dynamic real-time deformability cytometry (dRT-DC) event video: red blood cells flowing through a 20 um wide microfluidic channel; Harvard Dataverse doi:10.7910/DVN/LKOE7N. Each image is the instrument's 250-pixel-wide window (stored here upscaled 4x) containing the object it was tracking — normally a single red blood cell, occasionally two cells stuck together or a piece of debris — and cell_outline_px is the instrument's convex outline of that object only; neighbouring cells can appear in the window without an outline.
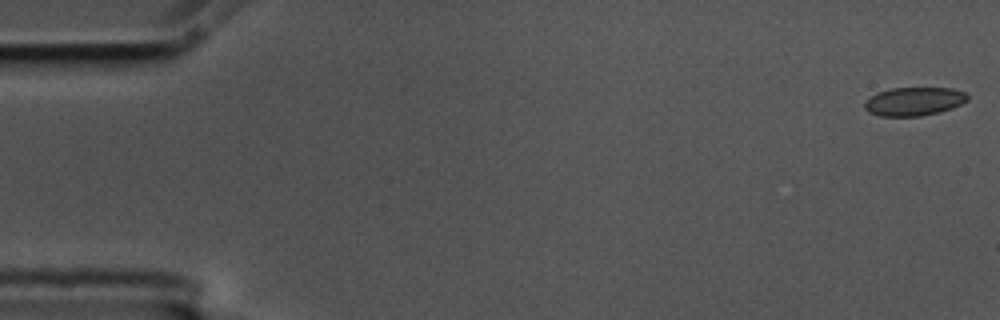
{"species": "common noctule bat (a hibernating species)", "species_latin": "Nyctalus noctula", "temperature_condition": "cold", "stored_images_in_passage": 12, "camera_frame_rate_fps": 3000, "um_per_image_px": 0.085, "animal": {"sex": "male", "body_mass_g": 17.5, "forearm_length_mm": 52.3}, "frame": {"image": 1, "passage_image": 1, "time_ms": 0.0, "image_size_px": [1000, 320], "cell_outline_px": [[968, 100], [952, 108], [940, 112], [920, 116], [880, 116], [868, 112], [864, 108], [864, 100], [876, 92], [892, 88], [952, 88], [964, 92], [968, 96]], "centroid_in_image_um": [77.65, 8.62], "position_along_channel_um": 7.4, "area_um2": 17.22}}